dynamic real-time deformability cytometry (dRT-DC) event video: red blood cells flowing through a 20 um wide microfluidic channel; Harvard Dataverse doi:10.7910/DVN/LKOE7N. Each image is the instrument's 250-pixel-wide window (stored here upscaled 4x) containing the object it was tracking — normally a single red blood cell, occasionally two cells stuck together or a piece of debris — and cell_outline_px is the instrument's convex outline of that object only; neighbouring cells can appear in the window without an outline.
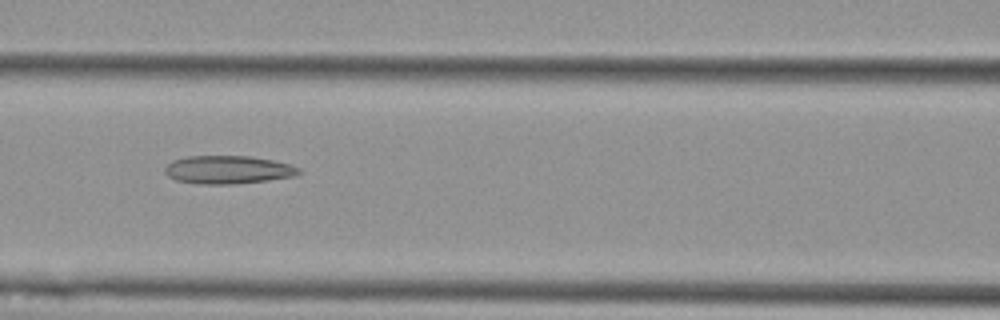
{"species": "Egyptian fruit bat (a non-hibernating species)", "species_latin": "Rousettus aegyptiacus", "temperature_condition": "cold", "stored_images_in_passage": 6, "camera_frame_rate_fps": 3000, "um_per_image_px": 0.085, "animal": {"sex": "female"}, "frame": {"image": 1, "passage_image": 3, "time_ms": 2.333, "image_size_px": [1000, 320], "cell_outline_px": [[300, 172], [296, 176], [268, 180], [236, 184], [196, 184], [176, 180], [168, 176], [164, 172], [164, 168], [172, 160], [188, 156], [252, 156], [292, 164], [300, 168]], "centroid_in_image_um": [19.38, 14.43], "position_along_channel_um": 147.2, "area_um2": 22.2}}
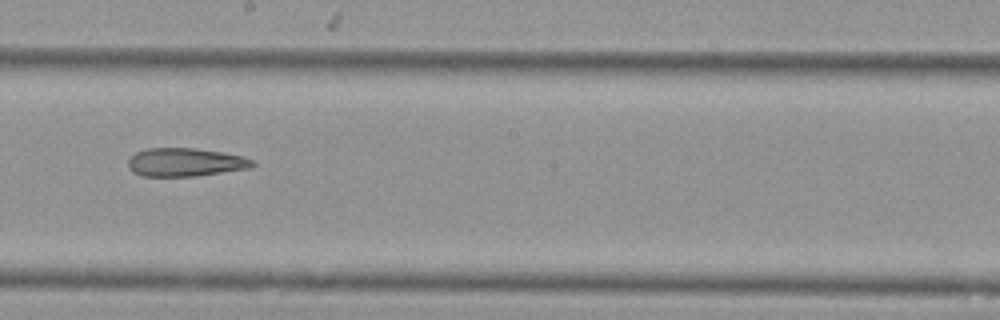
{"frame": {"image": 2, "passage_image": 5, "time_ms": 4.667, "image_size_px": [1000, 320], "cell_outline_px": [[256, 164], [252, 168], [196, 176], [140, 176], [132, 172], [128, 168], [128, 160], [136, 152], [148, 148], [196, 148], [224, 152], [244, 156], [252, 160]], "centroid_in_image_um": [15.77, 13.79], "position_along_channel_um": 232.4, "area_um2": 20.81}}
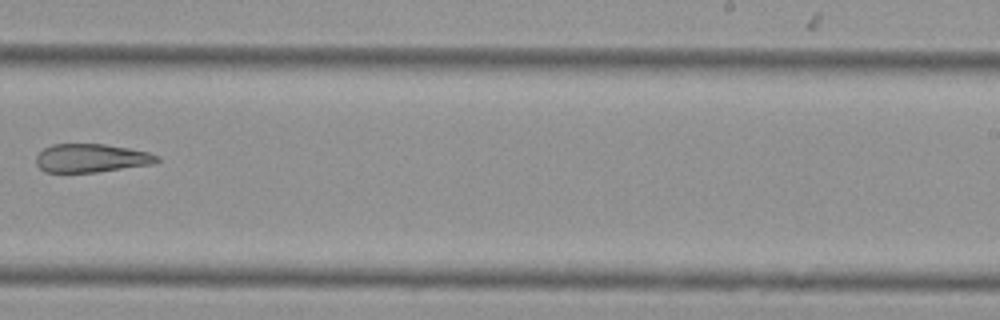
{"frame": {"image": 3, "passage_image": 6, "time_ms": 6.0, "image_size_px": [1000, 320], "cell_outline_px": [[160, 160], [156, 164], [96, 172], [44, 172], [36, 164], [36, 156], [44, 148], [52, 144], [104, 144], [128, 148], [148, 152], [160, 156]], "centroid_in_image_um": [7.79, 13.44], "position_along_channel_um": 281.2, "area_um2": 20.17}}